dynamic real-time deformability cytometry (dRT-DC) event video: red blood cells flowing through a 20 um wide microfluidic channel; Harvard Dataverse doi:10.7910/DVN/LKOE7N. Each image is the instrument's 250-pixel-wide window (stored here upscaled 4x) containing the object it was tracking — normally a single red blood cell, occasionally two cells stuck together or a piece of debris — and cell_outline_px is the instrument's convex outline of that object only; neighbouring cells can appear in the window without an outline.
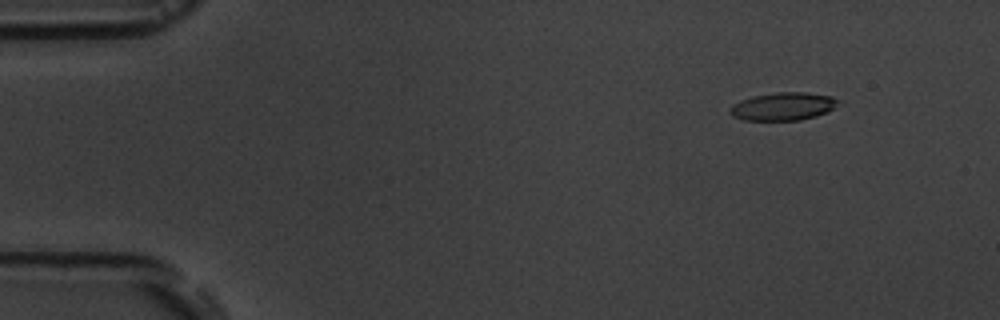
{"species": "common noctule bat (a hibernating species)", "species_latin": "Nyctalus noctula", "temperature_condition": "room temperature", "stored_images_in_passage": 4, "camera_frame_rate_fps": 3000, "um_per_image_px": 0.085, "animal": {"sex": "male", "body_mass_g": 19.5, "forearm_length_mm": 54.6}, "frame": {"image": 1, "passage_image": 1, "time_ms": 0.0, "image_size_px": [1000, 320], "cell_outline_px": [[840, 100], [828, 112], [816, 116], [800, 120], [744, 120], [732, 116], [728, 112], [728, 108], [732, 104], [740, 100], [752, 96], [776, 92], [804, 92], [832, 96]], "centroid_in_image_um": [66.52, 9.04], "position_along_channel_um": 18.5, "area_um2": 17.74}}
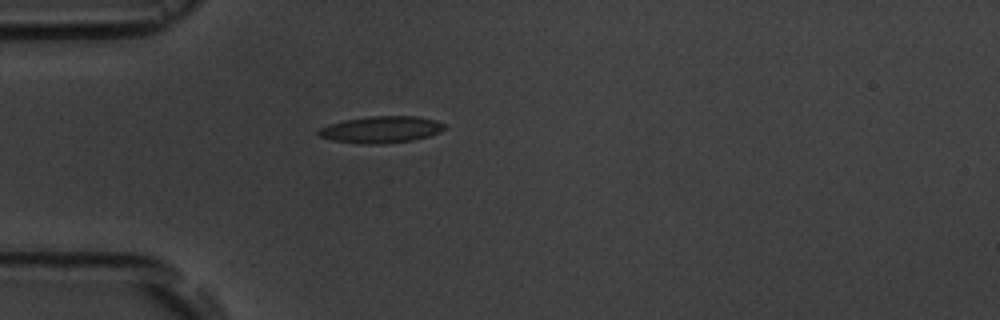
{"frame": {"image": 2, "passage_image": 4, "time_ms": 3.333, "image_size_px": [1000, 320], "cell_outline_px": [[448, 128], [440, 132], [428, 136], [412, 140], [384, 144], [360, 144], [332, 140], [316, 136], [316, 132], [320, 128], [328, 124], [344, 120], [368, 116], [416, 116], [436, 120], [448, 124]], "centroid_in_image_um": [32.4, 11.01], "position_along_channel_um": 52.6, "area_um2": 20.0}}